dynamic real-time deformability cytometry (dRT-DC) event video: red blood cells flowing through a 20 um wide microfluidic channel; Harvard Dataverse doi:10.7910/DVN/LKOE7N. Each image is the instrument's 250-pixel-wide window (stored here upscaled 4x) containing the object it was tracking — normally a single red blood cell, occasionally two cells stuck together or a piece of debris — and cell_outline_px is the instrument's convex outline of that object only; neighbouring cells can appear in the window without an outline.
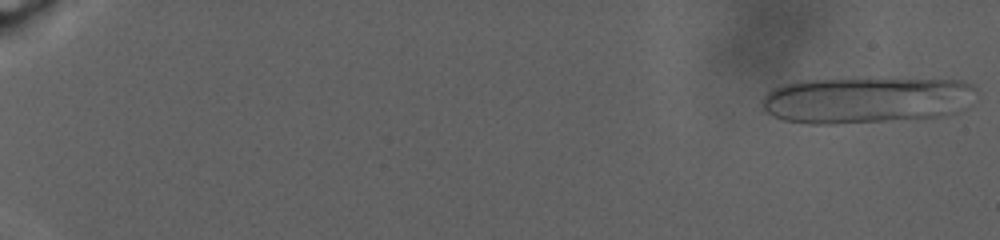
{"species": "human", "species_latin": "Homo sapiens", "temperature_condition": "warm", "stored_images_in_passage": 53, "camera_frame_rate_fps": 3000, "um_per_image_px": 0.085, "donor": {"sex": "male"}, "frame": {"image": 1, "passage_image": 1, "time_ms": 0.0, "image_size_px": [1000, 240], "cell_outline_px": [[976, 88], [956, 112], [940, 116], [832, 124], [808, 124], [784, 120], [772, 116], [760, 104], [764, 96], [772, 88], [780, 84], [800, 80], [960, 80], [972, 84]], "centroid_in_image_um": [73.48, 8.51], "position_along_channel_um": 11.5, "area_um2": 56.59}}
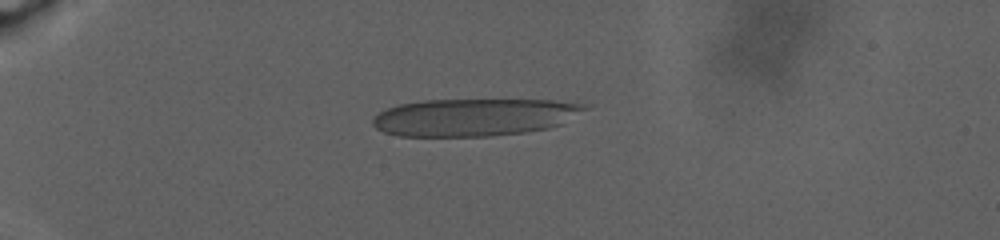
{"frame": {"image": 2, "passage_image": 42, "time_ms": 8.0, "image_size_px": [1000, 240], "cell_outline_px": [[588, 108], [560, 124], [548, 128], [524, 132], [492, 136], [400, 136], [384, 132], [376, 128], [372, 124], [372, 116], [388, 108], [400, 104], [424, 100], [552, 100], [588, 104]], "centroid_in_image_um": [40.28, 9.96], "position_along_channel_um": 44.7, "area_um2": 46.12}}